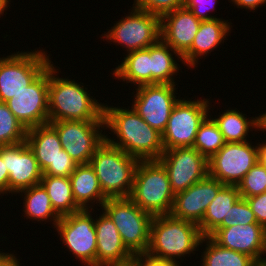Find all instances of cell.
<instances>
[{"label": "cell", "instance_id": "1", "mask_svg": "<svg viewBox=\"0 0 266 266\" xmlns=\"http://www.w3.org/2000/svg\"><path fill=\"white\" fill-rule=\"evenodd\" d=\"M123 108L104 104L105 130H110L108 133H113L116 137L111 138L109 134H105V140L139 161L158 160L164 152L162 134L152 128L132 107Z\"/></svg>", "mask_w": 266, "mask_h": 266}, {"label": "cell", "instance_id": "2", "mask_svg": "<svg viewBox=\"0 0 266 266\" xmlns=\"http://www.w3.org/2000/svg\"><path fill=\"white\" fill-rule=\"evenodd\" d=\"M53 65L49 66V122L104 120V104L90 96L83 83L58 76L59 69Z\"/></svg>", "mask_w": 266, "mask_h": 266}, {"label": "cell", "instance_id": "3", "mask_svg": "<svg viewBox=\"0 0 266 266\" xmlns=\"http://www.w3.org/2000/svg\"><path fill=\"white\" fill-rule=\"evenodd\" d=\"M202 246L203 235L197 224L174 218L170 214L153 216L147 250L150 255L174 261L181 266L185 256L191 253L195 255L194 251H199Z\"/></svg>", "mask_w": 266, "mask_h": 266}, {"label": "cell", "instance_id": "4", "mask_svg": "<svg viewBox=\"0 0 266 266\" xmlns=\"http://www.w3.org/2000/svg\"><path fill=\"white\" fill-rule=\"evenodd\" d=\"M89 163L94 168L103 195L107 199L130 197L139 163L137 158L104 140Z\"/></svg>", "mask_w": 266, "mask_h": 266}, {"label": "cell", "instance_id": "5", "mask_svg": "<svg viewBox=\"0 0 266 266\" xmlns=\"http://www.w3.org/2000/svg\"><path fill=\"white\" fill-rule=\"evenodd\" d=\"M169 177L158 160L139 161L130 199L152 216L169 215L174 203Z\"/></svg>", "mask_w": 266, "mask_h": 266}, {"label": "cell", "instance_id": "6", "mask_svg": "<svg viewBox=\"0 0 266 266\" xmlns=\"http://www.w3.org/2000/svg\"><path fill=\"white\" fill-rule=\"evenodd\" d=\"M113 221L126 248L134 255L147 252L153 216L143 211L129 197L108 198L101 208Z\"/></svg>", "mask_w": 266, "mask_h": 266}, {"label": "cell", "instance_id": "7", "mask_svg": "<svg viewBox=\"0 0 266 266\" xmlns=\"http://www.w3.org/2000/svg\"><path fill=\"white\" fill-rule=\"evenodd\" d=\"M11 54L0 57V102L5 103L35 81L52 63L50 54L44 49Z\"/></svg>", "mask_w": 266, "mask_h": 266}, {"label": "cell", "instance_id": "8", "mask_svg": "<svg viewBox=\"0 0 266 266\" xmlns=\"http://www.w3.org/2000/svg\"><path fill=\"white\" fill-rule=\"evenodd\" d=\"M128 14L114 24L107 33H102L105 41L125 47V52L146 49L160 39V17L132 7Z\"/></svg>", "mask_w": 266, "mask_h": 266}, {"label": "cell", "instance_id": "9", "mask_svg": "<svg viewBox=\"0 0 266 266\" xmlns=\"http://www.w3.org/2000/svg\"><path fill=\"white\" fill-rule=\"evenodd\" d=\"M210 103L212 102L208 98L179 99L162 133L164 150L193 147L198 128L209 115Z\"/></svg>", "mask_w": 266, "mask_h": 266}, {"label": "cell", "instance_id": "10", "mask_svg": "<svg viewBox=\"0 0 266 266\" xmlns=\"http://www.w3.org/2000/svg\"><path fill=\"white\" fill-rule=\"evenodd\" d=\"M92 213L94 209H82L61 216L55 227L64 247L84 266H96V229Z\"/></svg>", "mask_w": 266, "mask_h": 266}, {"label": "cell", "instance_id": "11", "mask_svg": "<svg viewBox=\"0 0 266 266\" xmlns=\"http://www.w3.org/2000/svg\"><path fill=\"white\" fill-rule=\"evenodd\" d=\"M49 123L56 129L63 149L78 164H88L96 149L105 140L104 120H66Z\"/></svg>", "mask_w": 266, "mask_h": 266}, {"label": "cell", "instance_id": "12", "mask_svg": "<svg viewBox=\"0 0 266 266\" xmlns=\"http://www.w3.org/2000/svg\"><path fill=\"white\" fill-rule=\"evenodd\" d=\"M226 142L208 160L209 176L224 185L237 186L258 162V142Z\"/></svg>", "mask_w": 266, "mask_h": 266}, {"label": "cell", "instance_id": "13", "mask_svg": "<svg viewBox=\"0 0 266 266\" xmlns=\"http://www.w3.org/2000/svg\"><path fill=\"white\" fill-rule=\"evenodd\" d=\"M177 84H150L134 87L131 107L152 128L161 134L166 129L170 114L179 101ZM177 98V99H176Z\"/></svg>", "mask_w": 266, "mask_h": 266}, {"label": "cell", "instance_id": "14", "mask_svg": "<svg viewBox=\"0 0 266 266\" xmlns=\"http://www.w3.org/2000/svg\"><path fill=\"white\" fill-rule=\"evenodd\" d=\"M158 161L167 171L174 195L209 175L208 159L193 147L164 150Z\"/></svg>", "mask_w": 266, "mask_h": 266}, {"label": "cell", "instance_id": "15", "mask_svg": "<svg viewBox=\"0 0 266 266\" xmlns=\"http://www.w3.org/2000/svg\"><path fill=\"white\" fill-rule=\"evenodd\" d=\"M49 67L6 104L17 120L28 130L49 123Z\"/></svg>", "mask_w": 266, "mask_h": 266}, {"label": "cell", "instance_id": "16", "mask_svg": "<svg viewBox=\"0 0 266 266\" xmlns=\"http://www.w3.org/2000/svg\"><path fill=\"white\" fill-rule=\"evenodd\" d=\"M0 155L9 172V194L15 195L41 182L43 172L26 141L0 146Z\"/></svg>", "mask_w": 266, "mask_h": 266}, {"label": "cell", "instance_id": "17", "mask_svg": "<svg viewBox=\"0 0 266 266\" xmlns=\"http://www.w3.org/2000/svg\"><path fill=\"white\" fill-rule=\"evenodd\" d=\"M209 237L219 246L241 252L262 263L266 253V229L258 224L216 228Z\"/></svg>", "mask_w": 266, "mask_h": 266}, {"label": "cell", "instance_id": "18", "mask_svg": "<svg viewBox=\"0 0 266 266\" xmlns=\"http://www.w3.org/2000/svg\"><path fill=\"white\" fill-rule=\"evenodd\" d=\"M225 185L209 175L174 196L170 215L174 218L199 224L217 193Z\"/></svg>", "mask_w": 266, "mask_h": 266}, {"label": "cell", "instance_id": "19", "mask_svg": "<svg viewBox=\"0 0 266 266\" xmlns=\"http://www.w3.org/2000/svg\"><path fill=\"white\" fill-rule=\"evenodd\" d=\"M201 21L185 7L175 9L160 18V38L182 57L191 48Z\"/></svg>", "mask_w": 266, "mask_h": 266}, {"label": "cell", "instance_id": "20", "mask_svg": "<svg viewBox=\"0 0 266 266\" xmlns=\"http://www.w3.org/2000/svg\"><path fill=\"white\" fill-rule=\"evenodd\" d=\"M96 215V266L122 265L129 263L133 254L126 248L113 221L102 210Z\"/></svg>", "mask_w": 266, "mask_h": 266}, {"label": "cell", "instance_id": "21", "mask_svg": "<svg viewBox=\"0 0 266 266\" xmlns=\"http://www.w3.org/2000/svg\"><path fill=\"white\" fill-rule=\"evenodd\" d=\"M222 18L202 20L195 35L191 48L182 56L183 65L191 68L198 67L199 58L213 52L230 36L232 23ZM202 57V58H201Z\"/></svg>", "mask_w": 266, "mask_h": 266}, {"label": "cell", "instance_id": "22", "mask_svg": "<svg viewBox=\"0 0 266 266\" xmlns=\"http://www.w3.org/2000/svg\"><path fill=\"white\" fill-rule=\"evenodd\" d=\"M26 142L34 152L43 175L56 176V159L63 150L56 129L50 123L30 128L26 133Z\"/></svg>", "mask_w": 266, "mask_h": 266}, {"label": "cell", "instance_id": "23", "mask_svg": "<svg viewBox=\"0 0 266 266\" xmlns=\"http://www.w3.org/2000/svg\"><path fill=\"white\" fill-rule=\"evenodd\" d=\"M69 179L74 200L81 209L93 210L95 204L101 208L107 200L90 163L78 164Z\"/></svg>", "mask_w": 266, "mask_h": 266}, {"label": "cell", "instance_id": "24", "mask_svg": "<svg viewBox=\"0 0 266 266\" xmlns=\"http://www.w3.org/2000/svg\"><path fill=\"white\" fill-rule=\"evenodd\" d=\"M238 109H226L219 113L217 117H211L217 124L219 131L222 133L225 142H246L250 141L249 134L254 129L255 132L263 131V113L251 119ZM253 129V130H251ZM258 130V131H257ZM248 137V139H247Z\"/></svg>", "mask_w": 266, "mask_h": 266}, {"label": "cell", "instance_id": "25", "mask_svg": "<svg viewBox=\"0 0 266 266\" xmlns=\"http://www.w3.org/2000/svg\"><path fill=\"white\" fill-rule=\"evenodd\" d=\"M150 55L151 84H177L174 75L177 76V73L181 70L177 61L183 64L182 57L161 38L150 46ZM175 57L178 59L177 61Z\"/></svg>", "mask_w": 266, "mask_h": 266}, {"label": "cell", "instance_id": "26", "mask_svg": "<svg viewBox=\"0 0 266 266\" xmlns=\"http://www.w3.org/2000/svg\"><path fill=\"white\" fill-rule=\"evenodd\" d=\"M121 63L113 69V77L136 87L151 84L150 47L127 53Z\"/></svg>", "mask_w": 266, "mask_h": 266}, {"label": "cell", "instance_id": "27", "mask_svg": "<svg viewBox=\"0 0 266 266\" xmlns=\"http://www.w3.org/2000/svg\"><path fill=\"white\" fill-rule=\"evenodd\" d=\"M19 194L23 201V214L27 220L37 221L40 223L52 222V225L56 227V224L60 220L61 216L54 210L50 197L47 194L46 189L41 183L33 185L30 188L23 189L16 193ZM24 194V195H23Z\"/></svg>", "mask_w": 266, "mask_h": 266}, {"label": "cell", "instance_id": "28", "mask_svg": "<svg viewBox=\"0 0 266 266\" xmlns=\"http://www.w3.org/2000/svg\"><path fill=\"white\" fill-rule=\"evenodd\" d=\"M240 197L237 186L225 185L208 205L202 221L198 224L201 234L209 236L222 221H227L230 208Z\"/></svg>", "mask_w": 266, "mask_h": 266}, {"label": "cell", "instance_id": "29", "mask_svg": "<svg viewBox=\"0 0 266 266\" xmlns=\"http://www.w3.org/2000/svg\"><path fill=\"white\" fill-rule=\"evenodd\" d=\"M40 183L46 189L54 210L60 216L82 210L74 200L69 177L42 175Z\"/></svg>", "mask_w": 266, "mask_h": 266}, {"label": "cell", "instance_id": "30", "mask_svg": "<svg viewBox=\"0 0 266 266\" xmlns=\"http://www.w3.org/2000/svg\"><path fill=\"white\" fill-rule=\"evenodd\" d=\"M206 244L200 266H256L258 263L249 255L226 249L215 243L209 236H203Z\"/></svg>", "mask_w": 266, "mask_h": 266}, {"label": "cell", "instance_id": "31", "mask_svg": "<svg viewBox=\"0 0 266 266\" xmlns=\"http://www.w3.org/2000/svg\"><path fill=\"white\" fill-rule=\"evenodd\" d=\"M209 107V115L200 124L196 133V139L193 148L197 149L208 160L216 154L224 145L225 140L219 131L217 124L211 118Z\"/></svg>", "mask_w": 266, "mask_h": 266}, {"label": "cell", "instance_id": "32", "mask_svg": "<svg viewBox=\"0 0 266 266\" xmlns=\"http://www.w3.org/2000/svg\"><path fill=\"white\" fill-rule=\"evenodd\" d=\"M27 129L17 120L5 102H0V146L26 141Z\"/></svg>", "mask_w": 266, "mask_h": 266}, {"label": "cell", "instance_id": "33", "mask_svg": "<svg viewBox=\"0 0 266 266\" xmlns=\"http://www.w3.org/2000/svg\"><path fill=\"white\" fill-rule=\"evenodd\" d=\"M240 196L249 198L266 192V166L259 161L246 173L237 185Z\"/></svg>", "mask_w": 266, "mask_h": 266}, {"label": "cell", "instance_id": "34", "mask_svg": "<svg viewBox=\"0 0 266 266\" xmlns=\"http://www.w3.org/2000/svg\"><path fill=\"white\" fill-rule=\"evenodd\" d=\"M251 223H257L256 217L252 212L247 200L240 197L230 208V211L227 215V221H222V223L217 228H225L237 224L244 225Z\"/></svg>", "mask_w": 266, "mask_h": 266}, {"label": "cell", "instance_id": "35", "mask_svg": "<svg viewBox=\"0 0 266 266\" xmlns=\"http://www.w3.org/2000/svg\"><path fill=\"white\" fill-rule=\"evenodd\" d=\"M132 6L161 18L175 9L184 7V0H134Z\"/></svg>", "mask_w": 266, "mask_h": 266}, {"label": "cell", "instance_id": "36", "mask_svg": "<svg viewBox=\"0 0 266 266\" xmlns=\"http://www.w3.org/2000/svg\"><path fill=\"white\" fill-rule=\"evenodd\" d=\"M216 0H184V7L190 10L196 18L200 20L216 19V15L212 16L209 10H215ZM209 8V9H208Z\"/></svg>", "mask_w": 266, "mask_h": 266}, {"label": "cell", "instance_id": "37", "mask_svg": "<svg viewBox=\"0 0 266 266\" xmlns=\"http://www.w3.org/2000/svg\"><path fill=\"white\" fill-rule=\"evenodd\" d=\"M130 262L134 266H180L174 261L152 256L148 252L134 254Z\"/></svg>", "mask_w": 266, "mask_h": 266}, {"label": "cell", "instance_id": "38", "mask_svg": "<svg viewBox=\"0 0 266 266\" xmlns=\"http://www.w3.org/2000/svg\"><path fill=\"white\" fill-rule=\"evenodd\" d=\"M245 199L250 205L257 223L266 229V192Z\"/></svg>", "mask_w": 266, "mask_h": 266}, {"label": "cell", "instance_id": "39", "mask_svg": "<svg viewBox=\"0 0 266 266\" xmlns=\"http://www.w3.org/2000/svg\"><path fill=\"white\" fill-rule=\"evenodd\" d=\"M78 163L63 149L56 159V176L69 177Z\"/></svg>", "mask_w": 266, "mask_h": 266}, {"label": "cell", "instance_id": "40", "mask_svg": "<svg viewBox=\"0 0 266 266\" xmlns=\"http://www.w3.org/2000/svg\"><path fill=\"white\" fill-rule=\"evenodd\" d=\"M9 193V172L6 168L5 161H3L0 155V195H6Z\"/></svg>", "mask_w": 266, "mask_h": 266}, {"label": "cell", "instance_id": "41", "mask_svg": "<svg viewBox=\"0 0 266 266\" xmlns=\"http://www.w3.org/2000/svg\"><path fill=\"white\" fill-rule=\"evenodd\" d=\"M230 2L236 5V8H244L246 10H250V12H255V9L259 7L261 8L263 5L266 6V0H231Z\"/></svg>", "mask_w": 266, "mask_h": 266}, {"label": "cell", "instance_id": "42", "mask_svg": "<svg viewBox=\"0 0 266 266\" xmlns=\"http://www.w3.org/2000/svg\"><path fill=\"white\" fill-rule=\"evenodd\" d=\"M20 264V259L17 258L16 254L0 251V266H21Z\"/></svg>", "mask_w": 266, "mask_h": 266}, {"label": "cell", "instance_id": "43", "mask_svg": "<svg viewBox=\"0 0 266 266\" xmlns=\"http://www.w3.org/2000/svg\"><path fill=\"white\" fill-rule=\"evenodd\" d=\"M258 143V161L266 166V139Z\"/></svg>", "mask_w": 266, "mask_h": 266}, {"label": "cell", "instance_id": "44", "mask_svg": "<svg viewBox=\"0 0 266 266\" xmlns=\"http://www.w3.org/2000/svg\"><path fill=\"white\" fill-rule=\"evenodd\" d=\"M10 2L11 0H0V18L3 16L8 7L10 8Z\"/></svg>", "mask_w": 266, "mask_h": 266}, {"label": "cell", "instance_id": "45", "mask_svg": "<svg viewBox=\"0 0 266 266\" xmlns=\"http://www.w3.org/2000/svg\"><path fill=\"white\" fill-rule=\"evenodd\" d=\"M263 122H264L263 133H264L266 131V111L263 113Z\"/></svg>", "mask_w": 266, "mask_h": 266}, {"label": "cell", "instance_id": "46", "mask_svg": "<svg viewBox=\"0 0 266 266\" xmlns=\"http://www.w3.org/2000/svg\"><path fill=\"white\" fill-rule=\"evenodd\" d=\"M108 266H134L131 262L122 265H108Z\"/></svg>", "mask_w": 266, "mask_h": 266}, {"label": "cell", "instance_id": "47", "mask_svg": "<svg viewBox=\"0 0 266 266\" xmlns=\"http://www.w3.org/2000/svg\"><path fill=\"white\" fill-rule=\"evenodd\" d=\"M265 256H266V253H265ZM262 263L266 266V257H264V260Z\"/></svg>", "mask_w": 266, "mask_h": 266}, {"label": "cell", "instance_id": "48", "mask_svg": "<svg viewBox=\"0 0 266 266\" xmlns=\"http://www.w3.org/2000/svg\"><path fill=\"white\" fill-rule=\"evenodd\" d=\"M256 266H265L263 263H258Z\"/></svg>", "mask_w": 266, "mask_h": 266}]
</instances>
